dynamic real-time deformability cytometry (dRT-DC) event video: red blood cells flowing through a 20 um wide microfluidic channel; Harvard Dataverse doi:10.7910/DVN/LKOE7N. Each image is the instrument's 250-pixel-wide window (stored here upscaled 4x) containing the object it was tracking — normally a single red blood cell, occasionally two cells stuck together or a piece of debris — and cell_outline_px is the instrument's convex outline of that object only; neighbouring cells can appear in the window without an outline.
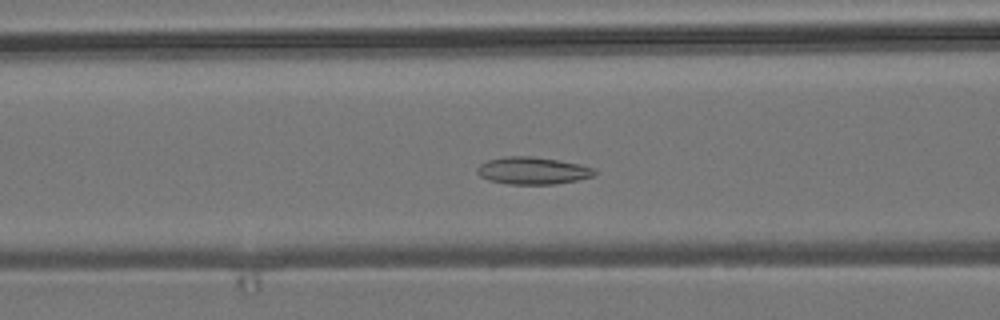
{"species": "common noctule bat (a hibernating species)", "species_latin": "Nyctalus noctula", "temperature_condition": "room temperature", "stored_images_in_passage": 39, "camera_frame_rate_fps": 3000, "um_per_image_px": 0.085, "animal": {"sex": "male", "body_mass_g": 19.2, "forearm_length_mm": 51.8}, "frame": {"image": 1, "passage_image": 7, "time_ms": 2.0, "image_size_px": [1000, 320], "cell_outline_px": [[596, 172], [592, 176], [576, 180], [556, 184], [508, 184], [488, 180], [480, 176], [476, 172], [476, 168], [480, 164], [488, 160], [504, 156], [532, 156], [580, 164], [592, 168]], "centroid_in_image_um": [45.22, 14.5], "position_along_channel_um": 121.4, "area_um2": 18.55}}
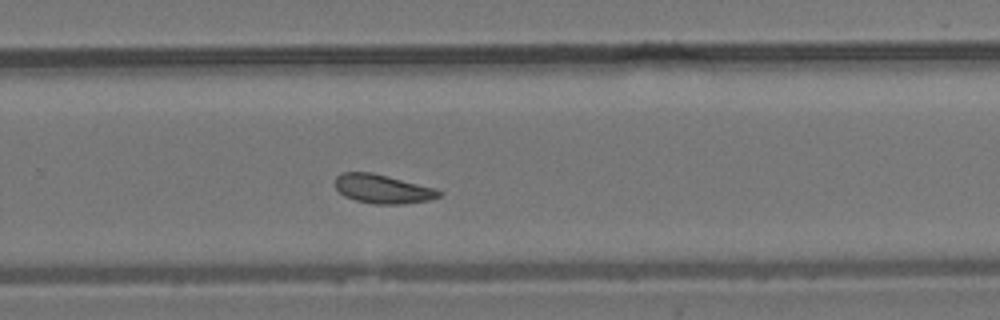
{"frame": {"image": 2, "passage_image": 21, "time_ms": 6.667, "image_size_px": [1000, 320], "cell_outline_px": [[444, 192], [440, 196], [428, 200], [404, 204], [376, 204], [356, 200], [344, 196], [336, 188], [336, 176], [340, 172], [372, 172], [436, 188]], "centroid_in_image_um": [32.54, 16.05], "position_along_channel_um": 297.3, "area_um2": 17.51}}
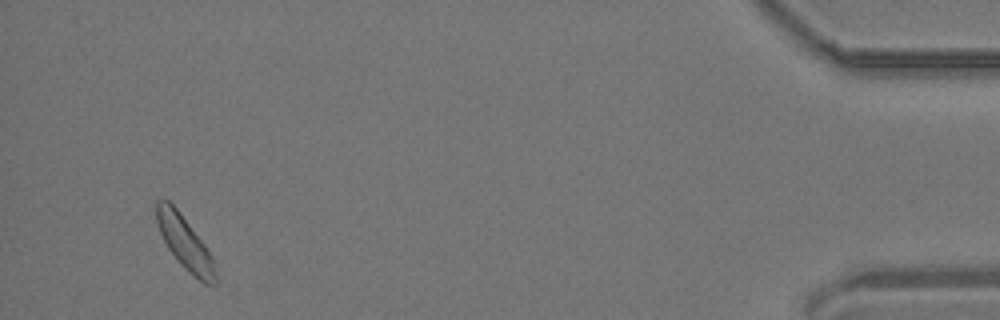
{"frame": {"image": 3, "passage_image": 37, "time_ms": 12.0, "image_size_px": [1000, 320], "cell_outline_px": [[216, 284], [204, 284], [188, 272], [180, 264], [168, 248], [156, 224], [156, 200], [168, 200], [180, 212], [204, 244], [212, 256], [216, 264]], "centroid_in_image_um": [15.73, 20.66], "position_along_channel_um": 419.5, "area_um2": 18.21}}